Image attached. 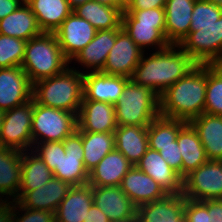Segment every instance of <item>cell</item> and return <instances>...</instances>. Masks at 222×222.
Instances as JSON below:
<instances>
[{
  "label": "cell",
  "instance_id": "cell-53",
  "mask_svg": "<svg viewBox=\"0 0 222 222\" xmlns=\"http://www.w3.org/2000/svg\"><path fill=\"white\" fill-rule=\"evenodd\" d=\"M109 222H137L136 220L109 221Z\"/></svg>",
  "mask_w": 222,
  "mask_h": 222
},
{
  "label": "cell",
  "instance_id": "cell-21",
  "mask_svg": "<svg viewBox=\"0 0 222 222\" xmlns=\"http://www.w3.org/2000/svg\"><path fill=\"white\" fill-rule=\"evenodd\" d=\"M21 164V151L0 146V205L11 201L9 197L14 202L17 200L22 175ZM4 195L7 199H3Z\"/></svg>",
  "mask_w": 222,
  "mask_h": 222
},
{
  "label": "cell",
  "instance_id": "cell-5",
  "mask_svg": "<svg viewBox=\"0 0 222 222\" xmlns=\"http://www.w3.org/2000/svg\"><path fill=\"white\" fill-rule=\"evenodd\" d=\"M114 108L118 126L148 127L160 115L159 96L149 87L140 86L130 79Z\"/></svg>",
  "mask_w": 222,
  "mask_h": 222
},
{
  "label": "cell",
  "instance_id": "cell-2",
  "mask_svg": "<svg viewBox=\"0 0 222 222\" xmlns=\"http://www.w3.org/2000/svg\"><path fill=\"white\" fill-rule=\"evenodd\" d=\"M207 64H197L159 96L161 116L190 122L204 113Z\"/></svg>",
  "mask_w": 222,
  "mask_h": 222
},
{
  "label": "cell",
  "instance_id": "cell-54",
  "mask_svg": "<svg viewBox=\"0 0 222 222\" xmlns=\"http://www.w3.org/2000/svg\"><path fill=\"white\" fill-rule=\"evenodd\" d=\"M179 222H186L185 217H183Z\"/></svg>",
  "mask_w": 222,
  "mask_h": 222
},
{
  "label": "cell",
  "instance_id": "cell-31",
  "mask_svg": "<svg viewBox=\"0 0 222 222\" xmlns=\"http://www.w3.org/2000/svg\"><path fill=\"white\" fill-rule=\"evenodd\" d=\"M122 29L135 44L145 52V48L156 50L167 48L170 44L165 36L156 28V24L138 23L128 12L122 13Z\"/></svg>",
  "mask_w": 222,
  "mask_h": 222
},
{
  "label": "cell",
  "instance_id": "cell-46",
  "mask_svg": "<svg viewBox=\"0 0 222 222\" xmlns=\"http://www.w3.org/2000/svg\"><path fill=\"white\" fill-rule=\"evenodd\" d=\"M23 3L22 0H0V20L17 10Z\"/></svg>",
  "mask_w": 222,
  "mask_h": 222
},
{
  "label": "cell",
  "instance_id": "cell-34",
  "mask_svg": "<svg viewBox=\"0 0 222 222\" xmlns=\"http://www.w3.org/2000/svg\"><path fill=\"white\" fill-rule=\"evenodd\" d=\"M21 167L22 175L19 191L35 190L53 177L52 171L32 149L22 152Z\"/></svg>",
  "mask_w": 222,
  "mask_h": 222
},
{
  "label": "cell",
  "instance_id": "cell-22",
  "mask_svg": "<svg viewBox=\"0 0 222 222\" xmlns=\"http://www.w3.org/2000/svg\"><path fill=\"white\" fill-rule=\"evenodd\" d=\"M132 166L121 152L114 149L89 172L88 184L95 187L120 186Z\"/></svg>",
  "mask_w": 222,
  "mask_h": 222
},
{
  "label": "cell",
  "instance_id": "cell-8",
  "mask_svg": "<svg viewBox=\"0 0 222 222\" xmlns=\"http://www.w3.org/2000/svg\"><path fill=\"white\" fill-rule=\"evenodd\" d=\"M34 99L4 112L0 131V146L26 151L33 148L31 133Z\"/></svg>",
  "mask_w": 222,
  "mask_h": 222
},
{
  "label": "cell",
  "instance_id": "cell-42",
  "mask_svg": "<svg viewBox=\"0 0 222 222\" xmlns=\"http://www.w3.org/2000/svg\"><path fill=\"white\" fill-rule=\"evenodd\" d=\"M160 153L162 158L166 160L169 166L175 170L182 178V156L178 146V142L173 141L172 145L167 146H149Z\"/></svg>",
  "mask_w": 222,
  "mask_h": 222
},
{
  "label": "cell",
  "instance_id": "cell-49",
  "mask_svg": "<svg viewBox=\"0 0 222 222\" xmlns=\"http://www.w3.org/2000/svg\"><path fill=\"white\" fill-rule=\"evenodd\" d=\"M87 1H90V0H68L69 5L72 8V10H74L75 8H77L80 5H83Z\"/></svg>",
  "mask_w": 222,
  "mask_h": 222
},
{
  "label": "cell",
  "instance_id": "cell-15",
  "mask_svg": "<svg viewBox=\"0 0 222 222\" xmlns=\"http://www.w3.org/2000/svg\"><path fill=\"white\" fill-rule=\"evenodd\" d=\"M92 197L110 221L136 220L137 207L120 186H92Z\"/></svg>",
  "mask_w": 222,
  "mask_h": 222
},
{
  "label": "cell",
  "instance_id": "cell-30",
  "mask_svg": "<svg viewBox=\"0 0 222 222\" xmlns=\"http://www.w3.org/2000/svg\"><path fill=\"white\" fill-rule=\"evenodd\" d=\"M177 142L182 156V179L208 159L198 133L188 122L177 136Z\"/></svg>",
  "mask_w": 222,
  "mask_h": 222
},
{
  "label": "cell",
  "instance_id": "cell-50",
  "mask_svg": "<svg viewBox=\"0 0 222 222\" xmlns=\"http://www.w3.org/2000/svg\"><path fill=\"white\" fill-rule=\"evenodd\" d=\"M208 1L219 6L222 9V0H208Z\"/></svg>",
  "mask_w": 222,
  "mask_h": 222
},
{
  "label": "cell",
  "instance_id": "cell-11",
  "mask_svg": "<svg viewBox=\"0 0 222 222\" xmlns=\"http://www.w3.org/2000/svg\"><path fill=\"white\" fill-rule=\"evenodd\" d=\"M144 51L121 28L117 29L116 41L109 51L102 73L131 78Z\"/></svg>",
  "mask_w": 222,
  "mask_h": 222
},
{
  "label": "cell",
  "instance_id": "cell-26",
  "mask_svg": "<svg viewBox=\"0 0 222 222\" xmlns=\"http://www.w3.org/2000/svg\"><path fill=\"white\" fill-rule=\"evenodd\" d=\"M114 135L115 149L121 152L133 166H136L149 148L148 127L117 126Z\"/></svg>",
  "mask_w": 222,
  "mask_h": 222
},
{
  "label": "cell",
  "instance_id": "cell-17",
  "mask_svg": "<svg viewBox=\"0 0 222 222\" xmlns=\"http://www.w3.org/2000/svg\"><path fill=\"white\" fill-rule=\"evenodd\" d=\"M120 187L137 208L140 205L161 200L168 195L153 178L137 166H132L127 172Z\"/></svg>",
  "mask_w": 222,
  "mask_h": 222
},
{
  "label": "cell",
  "instance_id": "cell-51",
  "mask_svg": "<svg viewBox=\"0 0 222 222\" xmlns=\"http://www.w3.org/2000/svg\"><path fill=\"white\" fill-rule=\"evenodd\" d=\"M3 117H4V112L2 110H0V131H1V126H2V122H3Z\"/></svg>",
  "mask_w": 222,
  "mask_h": 222
},
{
  "label": "cell",
  "instance_id": "cell-35",
  "mask_svg": "<svg viewBox=\"0 0 222 222\" xmlns=\"http://www.w3.org/2000/svg\"><path fill=\"white\" fill-rule=\"evenodd\" d=\"M187 123L183 120L157 116L148 126L149 146L172 145V142L177 140L179 131Z\"/></svg>",
  "mask_w": 222,
  "mask_h": 222
},
{
  "label": "cell",
  "instance_id": "cell-36",
  "mask_svg": "<svg viewBox=\"0 0 222 222\" xmlns=\"http://www.w3.org/2000/svg\"><path fill=\"white\" fill-rule=\"evenodd\" d=\"M204 113L222 116V65L207 64V88Z\"/></svg>",
  "mask_w": 222,
  "mask_h": 222
},
{
  "label": "cell",
  "instance_id": "cell-52",
  "mask_svg": "<svg viewBox=\"0 0 222 222\" xmlns=\"http://www.w3.org/2000/svg\"><path fill=\"white\" fill-rule=\"evenodd\" d=\"M121 1L125 7L131 2V0H121Z\"/></svg>",
  "mask_w": 222,
  "mask_h": 222
},
{
  "label": "cell",
  "instance_id": "cell-44",
  "mask_svg": "<svg viewBox=\"0 0 222 222\" xmlns=\"http://www.w3.org/2000/svg\"><path fill=\"white\" fill-rule=\"evenodd\" d=\"M167 0H131L125 10H144L151 8H165Z\"/></svg>",
  "mask_w": 222,
  "mask_h": 222
},
{
  "label": "cell",
  "instance_id": "cell-14",
  "mask_svg": "<svg viewBox=\"0 0 222 222\" xmlns=\"http://www.w3.org/2000/svg\"><path fill=\"white\" fill-rule=\"evenodd\" d=\"M72 186L52 177L46 184L32 191H18L16 202L22 208L56 212L60 202L68 194Z\"/></svg>",
  "mask_w": 222,
  "mask_h": 222
},
{
  "label": "cell",
  "instance_id": "cell-20",
  "mask_svg": "<svg viewBox=\"0 0 222 222\" xmlns=\"http://www.w3.org/2000/svg\"><path fill=\"white\" fill-rule=\"evenodd\" d=\"M196 0H167L165 4V38L179 45L189 34Z\"/></svg>",
  "mask_w": 222,
  "mask_h": 222
},
{
  "label": "cell",
  "instance_id": "cell-9",
  "mask_svg": "<svg viewBox=\"0 0 222 222\" xmlns=\"http://www.w3.org/2000/svg\"><path fill=\"white\" fill-rule=\"evenodd\" d=\"M182 195L194 201L222 199V161L207 160L188 174Z\"/></svg>",
  "mask_w": 222,
  "mask_h": 222
},
{
  "label": "cell",
  "instance_id": "cell-3",
  "mask_svg": "<svg viewBox=\"0 0 222 222\" xmlns=\"http://www.w3.org/2000/svg\"><path fill=\"white\" fill-rule=\"evenodd\" d=\"M68 66L55 76L33 84L32 98L37 104L62 109L78 116L83 101V72Z\"/></svg>",
  "mask_w": 222,
  "mask_h": 222
},
{
  "label": "cell",
  "instance_id": "cell-47",
  "mask_svg": "<svg viewBox=\"0 0 222 222\" xmlns=\"http://www.w3.org/2000/svg\"><path fill=\"white\" fill-rule=\"evenodd\" d=\"M108 216L100 210L94 203L90 207L84 222H109Z\"/></svg>",
  "mask_w": 222,
  "mask_h": 222
},
{
  "label": "cell",
  "instance_id": "cell-38",
  "mask_svg": "<svg viewBox=\"0 0 222 222\" xmlns=\"http://www.w3.org/2000/svg\"><path fill=\"white\" fill-rule=\"evenodd\" d=\"M26 42L0 34V68L21 66L25 56Z\"/></svg>",
  "mask_w": 222,
  "mask_h": 222
},
{
  "label": "cell",
  "instance_id": "cell-41",
  "mask_svg": "<svg viewBox=\"0 0 222 222\" xmlns=\"http://www.w3.org/2000/svg\"><path fill=\"white\" fill-rule=\"evenodd\" d=\"M125 11L138 23L156 24V28L165 36V8Z\"/></svg>",
  "mask_w": 222,
  "mask_h": 222
},
{
  "label": "cell",
  "instance_id": "cell-24",
  "mask_svg": "<svg viewBox=\"0 0 222 222\" xmlns=\"http://www.w3.org/2000/svg\"><path fill=\"white\" fill-rule=\"evenodd\" d=\"M117 29L98 30L93 40L85 46L69 62L76 61L92 72L102 71L109 54L115 44Z\"/></svg>",
  "mask_w": 222,
  "mask_h": 222
},
{
  "label": "cell",
  "instance_id": "cell-43",
  "mask_svg": "<svg viewBox=\"0 0 222 222\" xmlns=\"http://www.w3.org/2000/svg\"><path fill=\"white\" fill-rule=\"evenodd\" d=\"M184 217L186 222H208V200L194 201L185 198Z\"/></svg>",
  "mask_w": 222,
  "mask_h": 222
},
{
  "label": "cell",
  "instance_id": "cell-39",
  "mask_svg": "<svg viewBox=\"0 0 222 222\" xmlns=\"http://www.w3.org/2000/svg\"><path fill=\"white\" fill-rule=\"evenodd\" d=\"M222 9L208 0H196L192 12L190 31L209 26L220 19Z\"/></svg>",
  "mask_w": 222,
  "mask_h": 222
},
{
  "label": "cell",
  "instance_id": "cell-23",
  "mask_svg": "<svg viewBox=\"0 0 222 222\" xmlns=\"http://www.w3.org/2000/svg\"><path fill=\"white\" fill-rule=\"evenodd\" d=\"M185 197L182 194H168L165 198L140 205L137 208V222H179L184 217Z\"/></svg>",
  "mask_w": 222,
  "mask_h": 222
},
{
  "label": "cell",
  "instance_id": "cell-4",
  "mask_svg": "<svg viewBox=\"0 0 222 222\" xmlns=\"http://www.w3.org/2000/svg\"><path fill=\"white\" fill-rule=\"evenodd\" d=\"M69 65L55 33L43 32L26 42L21 67L32 84L61 73Z\"/></svg>",
  "mask_w": 222,
  "mask_h": 222
},
{
  "label": "cell",
  "instance_id": "cell-7",
  "mask_svg": "<svg viewBox=\"0 0 222 222\" xmlns=\"http://www.w3.org/2000/svg\"><path fill=\"white\" fill-rule=\"evenodd\" d=\"M179 46L197 64H222V16L209 26L189 31Z\"/></svg>",
  "mask_w": 222,
  "mask_h": 222
},
{
  "label": "cell",
  "instance_id": "cell-29",
  "mask_svg": "<svg viewBox=\"0 0 222 222\" xmlns=\"http://www.w3.org/2000/svg\"><path fill=\"white\" fill-rule=\"evenodd\" d=\"M36 16L24 2L17 10L0 20V34L24 41L42 34Z\"/></svg>",
  "mask_w": 222,
  "mask_h": 222
},
{
  "label": "cell",
  "instance_id": "cell-37",
  "mask_svg": "<svg viewBox=\"0 0 222 222\" xmlns=\"http://www.w3.org/2000/svg\"><path fill=\"white\" fill-rule=\"evenodd\" d=\"M19 210L24 215L21 212L20 216ZM0 222H56V219L54 212L22 208L16 201H9L0 205Z\"/></svg>",
  "mask_w": 222,
  "mask_h": 222
},
{
  "label": "cell",
  "instance_id": "cell-45",
  "mask_svg": "<svg viewBox=\"0 0 222 222\" xmlns=\"http://www.w3.org/2000/svg\"><path fill=\"white\" fill-rule=\"evenodd\" d=\"M208 222H222V199L208 200Z\"/></svg>",
  "mask_w": 222,
  "mask_h": 222
},
{
  "label": "cell",
  "instance_id": "cell-32",
  "mask_svg": "<svg viewBox=\"0 0 222 222\" xmlns=\"http://www.w3.org/2000/svg\"><path fill=\"white\" fill-rule=\"evenodd\" d=\"M73 12L87 20L97 31L119 29L122 24V12L114 7L90 0L78 6Z\"/></svg>",
  "mask_w": 222,
  "mask_h": 222
},
{
  "label": "cell",
  "instance_id": "cell-10",
  "mask_svg": "<svg viewBox=\"0 0 222 222\" xmlns=\"http://www.w3.org/2000/svg\"><path fill=\"white\" fill-rule=\"evenodd\" d=\"M82 132L77 128L61 141V160L52 171L53 177L71 186L88 184L89 173L83 164Z\"/></svg>",
  "mask_w": 222,
  "mask_h": 222
},
{
  "label": "cell",
  "instance_id": "cell-25",
  "mask_svg": "<svg viewBox=\"0 0 222 222\" xmlns=\"http://www.w3.org/2000/svg\"><path fill=\"white\" fill-rule=\"evenodd\" d=\"M93 205L92 186H72L55 212L56 222H84Z\"/></svg>",
  "mask_w": 222,
  "mask_h": 222
},
{
  "label": "cell",
  "instance_id": "cell-33",
  "mask_svg": "<svg viewBox=\"0 0 222 222\" xmlns=\"http://www.w3.org/2000/svg\"><path fill=\"white\" fill-rule=\"evenodd\" d=\"M83 164L88 173L115 149L114 132H82Z\"/></svg>",
  "mask_w": 222,
  "mask_h": 222
},
{
  "label": "cell",
  "instance_id": "cell-18",
  "mask_svg": "<svg viewBox=\"0 0 222 222\" xmlns=\"http://www.w3.org/2000/svg\"><path fill=\"white\" fill-rule=\"evenodd\" d=\"M77 124L81 132H114L118 126L114 104L83 100Z\"/></svg>",
  "mask_w": 222,
  "mask_h": 222
},
{
  "label": "cell",
  "instance_id": "cell-1",
  "mask_svg": "<svg viewBox=\"0 0 222 222\" xmlns=\"http://www.w3.org/2000/svg\"><path fill=\"white\" fill-rule=\"evenodd\" d=\"M144 54L130 79L140 86L149 87L158 96L197 65L179 45L170 44L149 57Z\"/></svg>",
  "mask_w": 222,
  "mask_h": 222
},
{
  "label": "cell",
  "instance_id": "cell-19",
  "mask_svg": "<svg viewBox=\"0 0 222 222\" xmlns=\"http://www.w3.org/2000/svg\"><path fill=\"white\" fill-rule=\"evenodd\" d=\"M136 166L153 178L167 194L183 193V179L158 151L148 148Z\"/></svg>",
  "mask_w": 222,
  "mask_h": 222
},
{
  "label": "cell",
  "instance_id": "cell-13",
  "mask_svg": "<svg viewBox=\"0 0 222 222\" xmlns=\"http://www.w3.org/2000/svg\"><path fill=\"white\" fill-rule=\"evenodd\" d=\"M33 84L21 66L0 68V110L13 109L32 99Z\"/></svg>",
  "mask_w": 222,
  "mask_h": 222
},
{
  "label": "cell",
  "instance_id": "cell-6",
  "mask_svg": "<svg viewBox=\"0 0 222 222\" xmlns=\"http://www.w3.org/2000/svg\"><path fill=\"white\" fill-rule=\"evenodd\" d=\"M77 115L68 111L47 107L34 101L32 115L33 145L63 141L77 130Z\"/></svg>",
  "mask_w": 222,
  "mask_h": 222
},
{
  "label": "cell",
  "instance_id": "cell-16",
  "mask_svg": "<svg viewBox=\"0 0 222 222\" xmlns=\"http://www.w3.org/2000/svg\"><path fill=\"white\" fill-rule=\"evenodd\" d=\"M83 100L102 101L114 104L122 96L125 85L130 80L124 76H115L87 70L84 72Z\"/></svg>",
  "mask_w": 222,
  "mask_h": 222
},
{
  "label": "cell",
  "instance_id": "cell-27",
  "mask_svg": "<svg viewBox=\"0 0 222 222\" xmlns=\"http://www.w3.org/2000/svg\"><path fill=\"white\" fill-rule=\"evenodd\" d=\"M189 123L198 133L207 159L222 161V116L202 113Z\"/></svg>",
  "mask_w": 222,
  "mask_h": 222
},
{
  "label": "cell",
  "instance_id": "cell-40",
  "mask_svg": "<svg viewBox=\"0 0 222 222\" xmlns=\"http://www.w3.org/2000/svg\"><path fill=\"white\" fill-rule=\"evenodd\" d=\"M32 150L44 161L48 168L53 171L59 166L61 160V141L44 142L33 145Z\"/></svg>",
  "mask_w": 222,
  "mask_h": 222
},
{
  "label": "cell",
  "instance_id": "cell-12",
  "mask_svg": "<svg viewBox=\"0 0 222 222\" xmlns=\"http://www.w3.org/2000/svg\"><path fill=\"white\" fill-rule=\"evenodd\" d=\"M96 32L97 30L87 20L72 12L54 33L63 55L70 62L93 40Z\"/></svg>",
  "mask_w": 222,
  "mask_h": 222
},
{
  "label": "cell",
  "instance_id": "cell-28",
  "mask_svg": "<svg viewBox=\"0 0 222 222\" xmlns=\"http://www.w3.org/2000/svg\"><path fill=\"white\" fill-rule=\"evenodd\" d=\"M42 32L54 33L73 12L68 0H27Z\"/></svg>",
  "mask_w": 222,
  "mask_h": 222
},
{
  "label": "cell",
  "instance_id": "cell-48",
  "mask_svg": "<svg viewBox=\"0 0 222 222\" xmlns=\"http://www.w3.org/2000/svg\"><path fill=\"white\" fill-rule=\"evenodd\" d=\"M97 2L119 9L122 13L125 11V6L121 0H96Z\"/></svg>",
  "mask_w": 222,
  "mask_h": 222
}]
</instances>
